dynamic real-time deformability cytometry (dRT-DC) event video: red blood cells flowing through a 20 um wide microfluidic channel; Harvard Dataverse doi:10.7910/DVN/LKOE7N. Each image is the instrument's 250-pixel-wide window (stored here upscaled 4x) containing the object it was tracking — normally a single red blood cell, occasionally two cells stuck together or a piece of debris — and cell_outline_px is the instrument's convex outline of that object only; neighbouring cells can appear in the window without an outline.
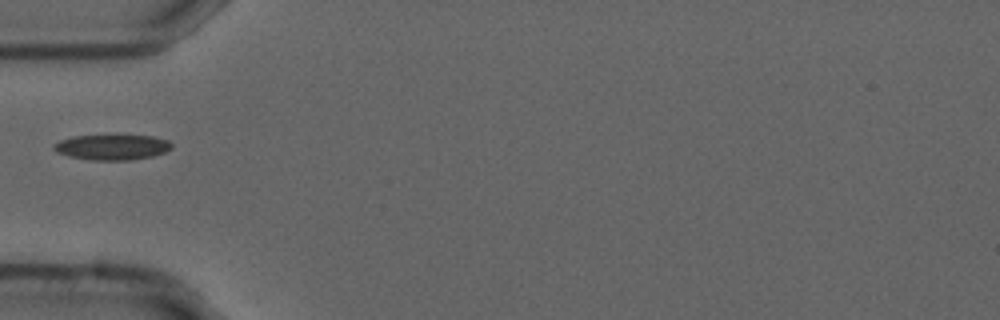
{"species": "common noctule bat (a hibernating species)", "species_latin": "Nyctalus noctula", "temperature_condition": "cold", "stored_images_in_passage": 38, "camera_frame_rate_fps": 3000, "um_per_image_px": 0.085, "animal": {"sex": "male", "forearm_length_mm": 52.5}, "frame": {"image": 1, "passage_image": 1, "time_ms": 0.0, "image_size_px": [1000, 320], "cell_outline_px": [[172, 148], [164, 152], [152, 156], [132, 160], [88, 160], [68, 156], [56, 152], [52, 148], [52, 144], [60, 140], [72, 136], [152, 136], [168, 140], [172, 144]], "centroid_in_image_um": [9.49, 12.52], "position_along_channel_um": 75.5, "area_um2": 17.4}}
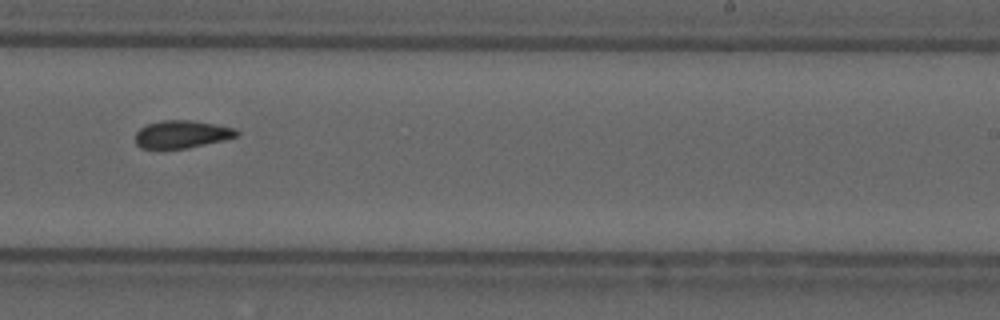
{"frame": {"image": 2, "passage_image": 17, "time_ms": 5.333, "image_size_px": [1000, 320], "cell_outline_px": [[240, 136], [224, 140], [188, 148], [160, 152], [140, 148], [136, 144], [136, 132], [140, 128], [148, 124], [160, 120], [192, 120], [216, 124], [236, 128], [240, 132]], "centroid_in_image_um": [15.43, 11.45], "position_along_channel_um": 273.6, "area_um2": 17.17}}